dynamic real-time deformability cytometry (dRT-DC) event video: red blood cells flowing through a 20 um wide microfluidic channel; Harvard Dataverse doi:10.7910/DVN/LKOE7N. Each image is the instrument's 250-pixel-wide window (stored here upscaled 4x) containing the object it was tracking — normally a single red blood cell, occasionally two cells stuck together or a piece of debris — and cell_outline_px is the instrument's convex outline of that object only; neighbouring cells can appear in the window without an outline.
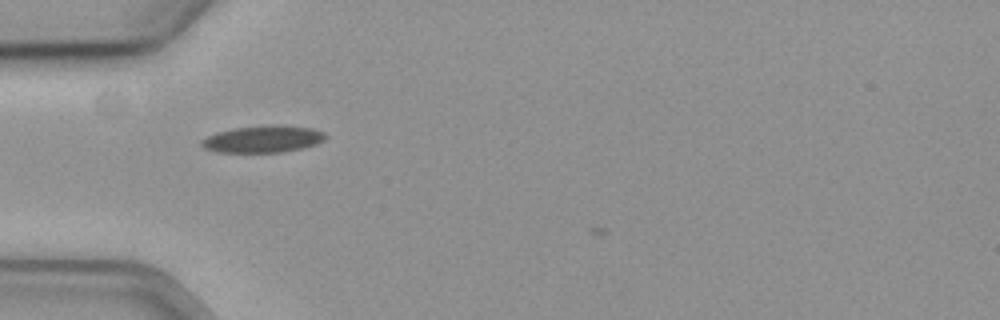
{"species": "common noctule bat (a hibernating species)", "species_latin": "Nyctalus noctula", "temperature_condition": "cold", "stored_images_in_passage": 5, "camera_frame_rate_fps": 3000, "um_per_image_px": 0.085, "animal": {"sex": "female", "body_mass_g": 19.3, "forearm_length_mm": 54.1}, "frame": {"image": 1, "passage_image": 2, "time_ms": 0.333, "image_size_px": [1000, 320], "cell_outline_px": [[328, 136], [324, 140], [316, 144], [300, 148], [280, 152], [216, 152], [204, 148], [200, 144], [200, 140], [216, 132], [232, 128], [272, 124], [280, 124], [312, 128], [324, 132]], "centroid_in_image_um": [22.34, 11.8], "position_along_channel_um": 62.7, "area_um2": 19.65}}